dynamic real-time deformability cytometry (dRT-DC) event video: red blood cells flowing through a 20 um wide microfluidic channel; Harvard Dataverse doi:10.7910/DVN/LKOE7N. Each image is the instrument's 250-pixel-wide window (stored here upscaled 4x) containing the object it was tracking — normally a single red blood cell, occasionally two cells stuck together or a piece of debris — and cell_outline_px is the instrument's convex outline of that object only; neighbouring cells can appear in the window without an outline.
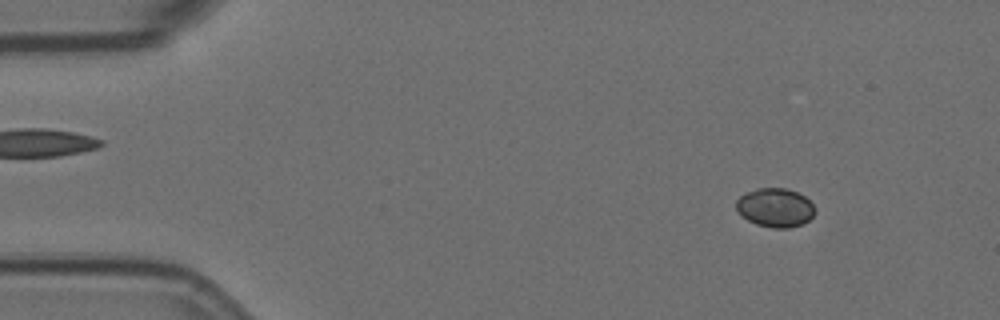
{"species": "Egyptian fruit bat (a non-hibernating species)", "species_latin": "Rousettus aegyptiacus", "temperature_condition": "room temperature", "stored_images_in_passage": 53, "camera_frame_rate_fps": 3000, "um_per_image_px": 0.085, "animal": {"sex": "female"}, "frame": {"image": 1, "passage_image": 3, "time_ms": 0.667, "image_size_px": [1000, 320], "cell_outline_px": [[816, 212], [804, 224], [788, 228], [772, 228], [756, 224], [748, 220], [736, 208], [736, 200], [744, 192], [756, 188], [788, 188], [804, 196], [816, 208]], "centroid_in_image_um": [65.9, 17.64], "position_along_channel_um": 19.1, "area_um2": 17.92}}
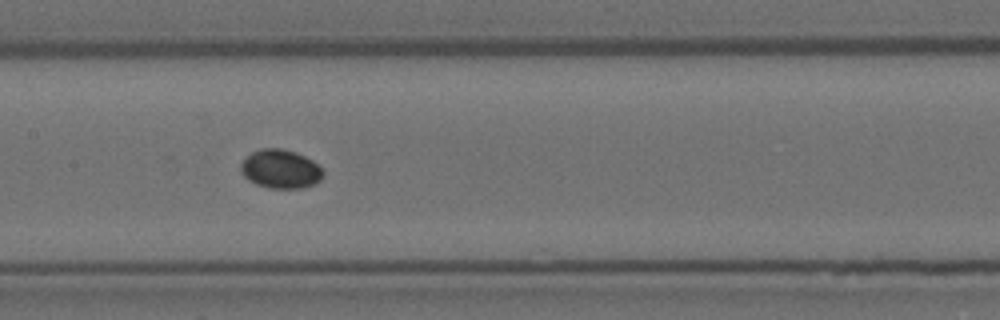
{"frame": {"image": 2, "passage_image": 24, "time_ms": 7.667, "image_size_px": [1000, 320], "cell_outline_px": [[324, 176], [316, 184], [304, 188], [268, 188], [256, 184], [248, 180], [240, 172], [240, 164], [252, 152], [260, 148], [280, 148], [296, 152], [312, 160], [324, 172]], "centroid_in_image_um": [23.85, 14.38], "position_along_channel_um": 183.6, "area_um2": 18.73}}
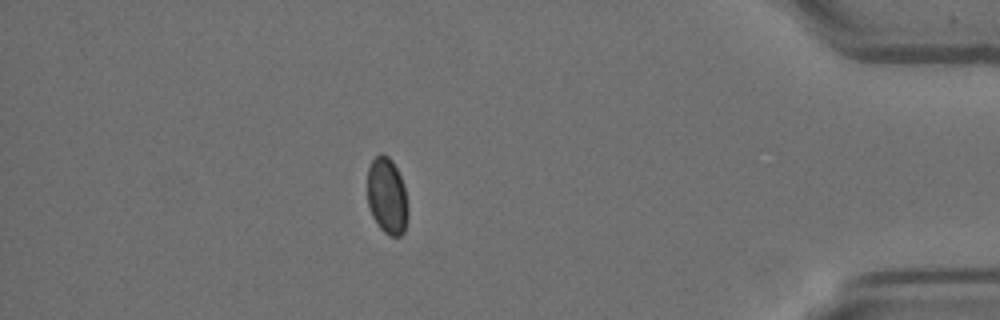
{"frame": {"image": 3, "passage_image": 46, "time_ms": 15.0, "image_size_px": [1000, 320], "cell_outline_px": [[408, 220], [404, 232], [400, 236], [388, 236], [380, 228], [372, 216], [368, 204], [368, 168], [372, 160], [380, 152], [388, 156], [392, 160], [404, 184], [408, 208]], "centroid_in_image_um": [32.91, 16.67], "position_along_channel_um": 402.3, "area_um2": 18.26}}